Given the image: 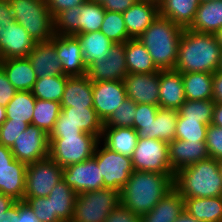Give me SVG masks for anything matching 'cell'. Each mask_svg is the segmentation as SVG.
Masks as SVG:
<instances>
[{"instance_id": "6da1fadb", "label": "cell", "mask_w": 222, "mask_h": 222, "mask_svg": "<svg viewBox=\"0 0 222 222\" xmlns=\"http://www.w3.org/2000/svg\"><path fill=\"white\" fill-rule=\"evenodd\" d=\"M173 179L174 173L134 170L120 192V203L143 217L174 187Z\"/></svg>"}, {"instance_id": "7a4b0ae2", "label": "cell", "mask_w": 222, "mask_h": 222, "mask_svg": "<svg viewBox=\"0 0 222 222\" xmlns=\"http://www.w3.org/2000/svg\"><path fill=\"white\" fill-rule=\"evenodd\" d=\"M221 46L214 34L198 33L184 29L178 46L177 63L174 70L183 73L219 70Z\"/></svg>"}, {"instance_id": "3957f363", "label": "cell", "mask_w": 222, "mask_h": 222, "mask_svg": "<svg viewBox=\"0 0 222 222\" xmlns=\"http://www.w3.org/2000/svg\"><path fill=\"white\" fill-rule=\"evenodd\" d=\"M183 30L181 26L159 14L137 40L146 47L159 70L174 69Z\"/></svg>"}, {"instance_id": "277c9868", "label": "cell", "mask_w": 222, "mask_h": 222, "mask_svg": "<svg viewBox=\"0 0 222 222\" xmlns=\"http://www.w3.org/2000/svg\"><path fill=\"white\" fill-rule=\"evenodd\" d=\"M173 185L183 198L222 196V176L217 160L209 157L178 170Z\"/></svg>"}, {"instance_id": "5b68a950", "label": "cell", "mask_w": 222, "mask_h": 222, "mask_svg": "<svg viewBox=\"0 0 222 222\" xmlns=\"http://www.w3.org/2000/svg\"><path fill=\"white\" fill-rule=\"evenodd\" d=\"M14 20L39 42H48L54 35V20L46 0H10Z\"/></svg>"}, {"instance_id": "8992f818", "label": "cell", "mask_w": 222, "mask_h": 222, "mask_svg": "<svg viewBox=\"0 0 222 222\" xmlns=\"http://www.w3.org/2000/svg\"><path fill=\"white\" fill-rule=\"evenodd\" d=\"M120 203V192L102 188L77 194L71 222H104Z\"/></svg>"}, {"instance_id": "52a82bcc", "label": "cell", "mask_w": 222, "mask_h": 222, "mask_svg": "<svg viewBox=\"0 0 222 222\" xmlns=\"http://www.w3.org/2000/svg\"><path fill=\"white\" fill-rule=\"evenodd\" d=\"M95 135H62L49 138V157L62 168L93 157L97 143Z\"/></svg>"}, {"instance_id": "ba28073f", "label": "cell", "mask_w": 222, "mask_h": 222, "mask_svg": "<svg viewBox=\"0 0 222 222\" xmlns=\"http://www.w3.org/2000/svg\"><path fill=\"white\" fill-rule=\"evenodd\" d=\"M93 158L97 161L104 180V188L121 192L134 172L132 159L97 143Z\"/></svg>"}, {"instance_id": "9c48e42d", "label": "cell", "mask_w": 222, "mask_h": 222, "mask_svg": "<svg viewBox=\"0 0 222 222\" xmlns=\"http://www.w3.org/2000/svg\"><path fill=\"white\" fill-rule=\"evenodd\" d=\"M62 177L63 168L50 157L28 164L24 197H47Z\"/></svg>"}, {"instance_id": "30bf717a", "label": "cell", "mask_w": 222, "mask_h": 222, "mask_svg": "<svg viewBox=\"0 0 222 222\" xmlns=\"http://www.w3.org/2000/svg\"><path fill=\"white\" fill-rule=\"evenodd\" d=\"M131 159L134 170L173 173L169 161L168 143L159 139H138Z\"/></svg>"}, {"instance_id": "8fae6325", "label": "cell", "mask_w": 222, "mask_h": 222, "mask_svg": "<svg viewBox=\"0 0 222 222\" xmlns=\"http://www.w3.org/2000/svg\"><path fill=\"white\" fill-rule=\"evenodd\" d=\"M49 135L41 128L29 124L10 148L14 158L27 165L49 157Z\"/></svg>"}, {"instance_id": "7c38bea8", "label": "cell", "mask_w": 222, "mask_h": 222, "mask_svg": "<svg viewBox=\"0 0 222 222\" xmlns=\"http://www.w3.org/2000/svg\"><path fill=\"white\" fill-rule=\"evenodd\" d=\"M127 74L125 43H115L106 58L95 61L87 67L86 76L94 83L123 81Z\"/></svg>"}, {"instance_id": "4fadbf2b", "label": "cell", "mask_w": 222, "mask_h": 222, "mask_svg": "<svg viewBox=\"0 0 222 222\" xmlns=\"http://www.w3.org/2000/svg\"><path fill=\"white\" fill-rule=\"evenodd\" d=\"M62 179L77 193L104 188V180L97 161L92 157L63 168Z\"/></svg>"}, {"instance_id": "5bb4252c", "label": "cell", "mask_w": 222, "mask_h": 222, "mask_svg": "<svg viewBox=\"0 0 222 222\" xmlns=\"http://www.w3.org/2000/svg\"><path fill=\"white\" fill-rule=\"evenodd\" d=\"M36 43L16 21L0 24V60L27 57Z\"/></svg>"}, {"instance_id": "9a60e30c", "label": "cell", "mask_w": 222, "mask_h": 222, "mask_svg": "<svg viewBox=\"0 0 222 222\" xmlns=\"http://www.w3.org/2000/svg\"><path fill=\"white\" fill-rule=\"evenodd\" d=\"M127 98L123 81H101L93 83V108L105 123Z\"/></svg>"}, {"instance_id": "2e32d148", "label": "cell", "mask_w": 222, "mask_h": 222, "mask_svg": "<svg viewBox=\"0 0 222 222\" xmlns=\"http://www.w3.org/2000/svg\"><path fill=\"white\" fill-rule=\"evenodd\" d=\"M160 71L155 73H128L123 79L126 96L136 104L159 106Z\"/></svg>"}, {"instance_id": "e0dca14e", "label": "cell", "mask_w": 222, "mask_h": 222, "mask_svg": "<svg viewBox=\"0 0 222 222\" xmlns=\"http://www.w3.org/2000/svg\"><path fill=\"white\" fill-rule=\"evenodd\" d=\"M56 51L63 68V75L67 77H80L87 73L83 61L82 49L78 39L73 35H56L50 40Z\"/></svg>"}, {"instance_id": "ac0fdd59", "label": "cell", "mask_w": 222, "mask_h": 222, "mask_svg": "<svg viewBox=\"0 0 222 222\" xmlns=\"http://www.w3.org/2000/svg\"><path fill=\"white\" fill-rule=\"evenodd\" d=\"M171 171L178 170L209 158L206 142L174 139L168 143Z\"/></svg>"}, {"instance_id": "d6986e66", "label": "cell", "mask_w": 222, "mask_h": 222, "mask_svg": "<svg viewBox=\"0 0 222 222\" xmlns=\"http://www.w3.org/2000/svg\"><path fill=\"white\" fill-rule=\"evenodd\" d=\"M159 14V4L152 1L137 0L122 13L128 35L132 39H137Z\"/></svg>"}, {"instance_id": "ffe728a7", "label": "cell", "mask_w": 222, "mask_h": 222, "mask_svg": "<svg viewBox=\"0 0 222 222\" xmlns=\"http://www.w3.org/2000/svg\"><path fill=\"white\" fill-rule=\"evenodd\" d=\"M185 101L182 73L174 69L160 70L159 107L179 110Z\"/></svg>"}, {"instance_id": "44dd1931", "label": "cell", "mask_w": 222, "mask_h": 222, "mask_svg": "<svg viewBox=\"0 0 222 222\" xmlns=\"http://www.w3.org/2000/svg\"><path fill=\"white\" fill-rule=\"evenodd\" d=\"M35 71L36 77L63 75L56 47L51 42H39L27 56Z\"/></svg>"}, {"instance_id": "7402d4cb", "label": "cell", "mask_w": 222, "mask_h": 222, "mask_svg": "<svg viewBox=\"0 0 222 222\" xmlns=\"http://www.w3.org/2000/svg\"><path fill=\"white\" fill-rule=\"evenodd\" d=\"M55 123H72L84 133L95 135L99 140L102 137L104 123L99 119L94 108L66 107L61 108Z\"/></svg>"}, {"instance_id": "603a6c76", "label": "cell", "mask_w": 222, "mask_h": 222, "mask_svg": "<svg viewBox=\"0 0 222 222\" xmlns=\"http://www.w3.org/2000/svg\"><path fill=\"white\" fill-rule=\"evenodd\" d=\"M0 67L17 91H31L37 80L28 57L0 60Z\"/></svg>"}, {"instance_id": "cb8c5ba5", "label": "cell", "mask_w": 222, "mask_h": 222, "mask_svg": "<svg viewBox=\"0 0 222 222\" xmlns=\"http://www.w3.org/2000/svg\"><path fill=\"white\" fill-rule=\"evenodd\" d=\"M61 108H93V82L86 76L67 77Z\"/></svg>"}, {"instance_id": "d4e9b609", "label": "cell", "mask_w": 222, "mask_h": 222, "mask_svg": "<svg viewBox=\"0 0 222 222\" xmlns=\"http://www.w3.org/2000/svg\"><path fill=\"white\" fill-rule=\"evenodd\" d=\"M27 164L14 159L0 171V193L24 201Z\"/></svg>"}, {"instance_id": "484cf974", "label": "cell", "mask_w": 222, "mask_h": 222, "mask_svg": "<svg viewBox=\"0 0 222 222\" xmlns=\"http://www.w3.org/2000/svg\"><path fill=\"white\" fill-rule=\"evenodd\" d=\"M222 28V0L201 2L187 28L198 33L215 34Z\"/></svg>"}, {"instance_id": "4316f807", "label": "cell", "mask_w": 222, "mask_h": 222, "mask_svg": "<svg viewBox=\"0 0 222 222\" xmlns=\"http://www.w3.org/2000/svg\"><path fill=\"white\" fill-rule=\"evenodd\" d=\"M138 139L133 127H103L100 141L110 150L131 158Z\"/></svg>"}, {"instance_id": "83f0119b", "label": "cell", "mask_w": 222, "mask_h": 222, "mask_svg": "<svg viewBox=\"0 0 222 222\" xmlns=\"http://www.w3.org/2000/svg\"><path fill=\"white\" fill-rule=\"evenodd\" d=\"M200 0H161L159 13L176 25L187 29L195 17Z\"/></svg>"}, {"instance_id": "f1b7e54d", "label": "cell", "mask_w": 222, "mask_h": 222, "mask_svg": "<svg viewBox=\"0 0 222 222\" xmlns=\"http://www.w3.org/2000/svg\"><path fill=\"white\" fill-rule=\"evenodd\" d=\"M183 211L184 198L173 187L143 218L147 222H174Z\"/></svg>"}, {"instance_id": "f546056e", "label": "cell", "mask_w": 222, "mask_h": 222, "mask_svg": "<svg viewBox=\"0 0 222 222\" xmlns=\"http://www.w3.org/2000/svg\"><path fill=\"white\" fill-rule=\"evenodd\" d=\"M74 36L80 43L86 67L95 61L106 58L110 48L115 44L101 31L76 34Z\"/></svg>"}, {"instance_id": "4dcf8cb0", "label": "cell", "mask_w": 222, "mask_h": 222, "mask_svg": "<svg viewBox=\"0 0 222 222\" xmlns=\"http://www.w3.org/2000/svg\"><path fill=\"white\" fill-rule=\"evenodd\" d=\"M184 210L201 222H222V196L184 198Z\"/></svg>"}, {"instance_id": "1f68e13d", "label": "cell", "mask_w": 222, "mask_h": 222, "mask_svg": "<svg viewBox=\"0 0 222 222\" xmlns=\"http://www.w3.org/2000/svg\"><path fill=\"white\" fill-rule=\"evenodd\" d=\"M77 193L62 179L47 196L51 199L52 214H56L61 222H71L74 215Z\"/></svg>"}, {"instance_id": "d6a6232c", "label": "cell", "mask_w": 222, "mask_h": 222, "mask_svg": "<svg viewBox=\"0 0 222 222\" xmlns=\"http://www.w3.org/2000/svg\"><path fill=\"white\" fill-rule=\"evenodd\" d=\"M125 57L128 73H155L160 71L146 49L137 39L125 42Z\"/></svg>"}, {"instance_id": "836d02e7", "label": "cell", "mask_w": 222, "mask_h": 222, "mask_svg": "<svg viewBox=\"0 0 222 222\" xmlns=\"http://www.w3.org/2000/svg\"><path fill=\"white\" fill-rule=\"evenodd\" d=\"M186 100L212 99L213 73L188 72L182 74Z\"/></svg>"}, {"instance_id": "e575fe53", "label": "cell", "mask_w": 222, "mask_h": 222, "mask_svg": "<svg viewBox=\"0 0 222 222\" xmlns=\"http://www.w3.org/2000/svg\"><path fill=\"white\" fill-rule=\"evenodd\" d=\"M179 111L167 108L158 109L155 119L149 125L148 139H159L170 143L175 139Z\"/></svg>"}, {"instance_id": "d590c367", "label": "cell", "mask_w": 222, "mask_h": 222, "mask_svg": "<svg viewBox=\"0 0 222 222\" xmlns=\"http://www.w3.org/2000/svg\"><path fill=\"white\" fill-rule=\"evenodd\" d=\"M35 102L31 91H18L5 107L6 119L31 124Z\"/></svg>"}, {"instance_id": "8d00e7d4", "label": "cell", "mask_w": 222, "mask_h": 222, "mask_svg": "<svg viewBox=\"0 0 222 222\" xmlns=\"http://www.w3.org/2000/svg\"><path fill=\"white\" fill-rule=\"evenodd\" d=\"M67 82V76L55 75L38 78L31 90L36 99L60 102Z\"/></svg>"}, {"instance_id": "74e56055", "label": "cell", "mask_w": 222, "mask_h": 222, "mask_svg": "<svg viewBox=\"0 0 222 222\" xmlns=\"http://www.w3.org/2000/svg\"><path fill=\"white\" fill-rule=\"evenodd\" d=\"M61 110L60 102L36 99L31 124L49 135Z\"/></svg>"}, {"instance_id": "f35d334b", "label": "cell", "mask_w": 222, "mask_h": 222, "mask_svg": "<svg viewBox=\"0 0 222 222\" xmlns=\"http://www.w3.org/2000/svg\"><path fill=\"white\" fill-rule=\"evenodd\" d=\"M106 10L100 3L86 0L80 5L79 34L100 31Z\"/></svg>"}, {"instance_id": "ab89813d", "label": "cell", "mask_w": 222, "mask_h": 222, "mask_svg": "<svg viewBox=\"0 0 222 222\" xmlns=\"http://www.w3.org/2000/svg\"><path fill=\"white\" fill-rule=\"evenodd\" d=\"M100 31L113 43H125L132 39L126 30L122 13L106 11Z\"/></svg>"}, {"instance_id": "60d3db41", "label": "cell", "mask_w": 222, "mask_h": 222, "mask_svg": "<svg viewBox=\"0 0 222 222\" xmlns=\"http://www.w3.org/2000/svg\"><path fill=\"white\" fill-rule=\"evenodd\" d=\"M215 102L208 100H186L178 110L186 119L200 120V122L210 125L213 119V109Z\"/></svg>"}, {"instance_id": "b9f144b4", "label": "cell", "mask_w": 222, "mask_h": 222, "mask_svg": "<svg viewBox=\"0 0 222 222\" xmlns=\"http://www.w3.org/2000/svg\"><path fill=\"white\" fill-rule=\"evenodd\" d=\"M208 125L200 120L186 119L180 113L177 117L175 139L205 142Z\"/></svg>"}, {"instance_id": "7bdbcfd3", "label": "cell", "mask_w": 222, "mask_h": 222, "mask_svg": "<svg viewBox=\"0 0 222 222\" xmlns=\"http://www.w3.org/2000/svg\"><path fill=\"white\" fill-rule=\"evenodd\" d=\"M80 6L72 7L60 12L54 20V34L76 35L79 34Z\"/></svg>"}, {"instance_id": "ee69618b", "label": "cell", "mask_w": 222, "mask_h": 222, "mask_svg": "<svg viewBox=\"0 0 222 222\" xmlns=\"http://www.w3.org/2000/svg\"><path fill=\"white\" fill-rule=\"evenodd\" d=\"M137 104L126 98L104 123L103 127H133Z\"/></svg>"}, {"instance_id": "f6af8a7d", "label": "cell", "mask_w": 222, "mask_h": 222, "mask_svg": "<svg viewBox=\"0 0 222 222\" xmlns=\"http://www.w3.org/2000/svg\"><path fill=\"white\" fill-rule=\"evenodd\" d=\"M159 106L150 104H137L133 122V128L137 131L139 139H147L149 125L155 119Z\"/></svg>"}, {"instance_id": "bcb514c9", "label": "cell", "mask_w": 222, "mask_h": 222, "mask_svg": "<svg viewBox=\"0 0 222 222\" xmlns=\"http://www.w3.org/2000/svg\"><path fill=\"white\" fill-rule=\"evenodd\" d=\"M24 201L39 222H61L56 214H52L51 199L48 197H24Z\"/></svg>"}, {"instance_id": "7dc6e473", "label": "cell", "mask_w": 222, "mask_h": 222, "mask_svg": "<svg viewBox=\"0 0 222 222\" xmlns=\"http://www.w3.org/2000/svg\"><path fill=\"white\" fill-rule=\"evenodd\" d=\"M27 122H17L13 119H6L0 126V145L11 148L21 132L26 130Z\"/></svg>"}, {"instance_id": "c3c4849f", "label": "cell", "mask_w": 222, "mask_h": 222, "mask_svg": "<svg viewBox=\"0 0 222 222\" xmlns=\"http://www.w3.org/2000/svg\"><path fill=\"white\" fill-rule=\"evenodd\" d=\"M205 142L209 156L216 160L222 159V128L208 125Z\"/></svg>"}, {"instance_id": "681fc988", "label": "cell", "mask_w": 222, "mask_h": 222, "mask_svg": "<svg viewBox=\"0 0 222 222\" xmlns=\"http://www.w3.org/2000/svg\"><path fill=\"white\" fill-rule=\"evenodd\" d=\"M138 218L130 209L119 203L104 222H136Z\"/></svg>"}, {"instance_id": "f907efd6", "label": "cell", "mask_w": 222, "mask_h": 222, "mask_svg": "<svg viewBox=\"0 0 222 222\" xmlns=\"http://www.w3.org/2000/svg\"><path fill=\"white\" fill-rule=\"evenodd\" d=\"M17 92L0 67V105L6 107Z\"/></svg>"}, {"instance_id": "816d5d0a", "label": "cell", "mask_w": 222, "mask_h": 222, "mask_svg": "<svg viewBox=\"0 0 222 222\" xmlns=\"http://www.w3.org/2000/svg\"><path fill=\"white\" fill-rule=\"evenodd\" d=\"M86 0H46L53 19L62 11L82 5Z\"/></svg>"}, {"instance_id": "f5cc1de1", "label": "cell", "mask_w": 222, "mask_h": 222, "mask_svg": "<svg viewBox=\"0 0 222 222\" xmlns=\"http://www.w3.org/2000/svg\"><path fill=\"white\" fill-rule=\"evenodd\" d=\"M62 135H92L84 133L78 126L72 123H55L49 138H60Z\"/></svg>"}, {"instance_id": "db71d44e", "label": "cell", "mask_w": 222, "mask_h": 222, "mask_svg": "<svg viewBox=\"0 0 222 222\" xmlns=\"http://www.w3.org/2000/svg\"><path fill=\"white\" fill-rule=\"evenodd\" d=\"M137 0H105L101 5L106 11L123 13Z\"/></svg>"}, {"instance_id": "11a10c76", "label": "cell", "mask_w": 222, "mask_h": 222, "mask_svg": "<svg viewBox=\"0 0 222 222\" xmlns=\"http://www.w3.org/2000/svg\"><path fill=\"white\" fill-rule=\"evenodd\" d=\"M17 222H39L25 201L18 202Z\"/></svg>"}, {"instance_id": "9f6ffc18", "label": "cell", "mask_w": 222, "mask_h": 222, "mask_svg": "<svg viewBox=\"0 0 222 222\" xmlns=\"http://www.w3.org/2000/svg\"><path fill=\"white\" fill-rule=\"evenodd\" d=\"M212 100L222 104V70L213 73L212 80Z\"/></svg>"}, {"instance_id": "6f0895ef", "label": "cell", "mask_w": 222, "mask_h": 222, "mask_svg": "<svg viewBox=\"0 0 222 222\" xmlns=\"http://www.w3.org/2000/svg\"><path fill=\"white\" fill-rule=\"evenodd\" d=\"M14 14L11 10L10 0H0V24L12 23Z\"/></svg>"}, {"instance_id": "680465c9", "label": "cell", "mask_w": 222, "mask_h": 222, "mask_svg": "<svg viewBox=\"0 0 222 222\" xmlns=\"http://www.w3.org/2000/svg\"><path fill=\"white\" fill-rule=\"evenodd\" d=\"M14 155L11 152V149L0 145V171L8 167V164L14 160Z\"/></svg>"}, {"instance_id": "91938a15", "label": "cell", "mask_w": 222, "mask_h": 222, "mask_svg": "<svg viewBox=\"0 0 222 222\" xmlns=\"http://www.w3.org/2000/svg\"><path fill=\"white\" fill-rule=\"evenodd\" d=\"M18 202L0 216V222H17Z\"/></svg>"}, {"instance_id": "94428289", "label": "cell", "mask_w": 222, "mask_h": 222, "mask_svg": "<svg viewBox=\"0 0 222 222\" xmlns=\"http://www.w3.org/2000/svg\"><path fill=\"white\" fill-rule=\"evenodd\" d=\"M17 201H15L10 196L0 193V216L4 215L10 207H12Z\"/></svg>"}, {"instance_id": "6125c7cd", "label": "cell", "mask_w": 222, "mask_h": 222, "mask_svg": "<svg viewBox=\"0 0 222 222\" xmlns=\"http://www.w3.org/2000/svg\"><path fill=\"white\" fill-rule=\"evenodd\" d=\"M211 124L222 128V104L221 103H215L214 105L213 119H212Z\"/></svg>"}, {"instance_id": "be15d7a7", "label": "cell", "mask_w": 222, "mask_h": 222, "mask_svg": "<svg viewBox=\"0 0 222 222\" xmlns=\"http://www.w3.org/2000/svg\"><path fill=\"white\" fill-rule=\"evenodd\" d=\"M174 222H201V221H198L196 218L192 217L188 212L184 210Z\"/></svg>"}, {"instance_id": "e7e4bbea", "label": "cell", "mask_w": 222, "mask_h": 222, "mask_svg": "<svg viewBox=\"0 0 222 222\" xmlns=\"http://www.w3.org/2000/svg\"><path fill=\"white\" fill-rule=\"evenodd\" d=\"M6 120V108L0 105V126Z\"/></svg>"}, {"instance_id": "03108f58", "label": "cell", "mask_w": 222, "mask_h": 222, "mask_svg": "<svg viewBox=\"0 0 222 222\" xmlns=\"http://www.w3.org/2000/svg\"><path fill=\"white\" fill-rule=\"evenodd\" d=\"M216 41L221 46L222 49V28H220L215 34H214Z\"/></svg>"}, {"instance_id": "003e7915", "label": "cell", "mask_w": 222, "mask_h": 222, "mask_svg": "<svg viewBox=\"0 0 222 222\" xmlns=\"http://www.w3.org/2000/svg\"><path fill=\"white\" fill-rule=\"evenodd\" d=\"M217 162H218L220 174L222 176V159L217 160Z\"/></svg>"}, {"instance_id": "a7ac6f4b", "label": "cell", "mask_w": 222, "mask_h": 222, "mask_svg": "<svg viewBox=\"0 0 222 222\" xmlns=\"http://www.w3.org/2000/svg\"><path fill=\"white\" fill-rule=\"evenodd\" d=\"M136 222H147L143 217H139Z\"/></svg>"}, {"instance_id": "89a4df30", "label": "cell", "mask_w": 222, "mask_h": 222, "mask_svg": "<svg viewBox=\"0 0 222 222\" xmlns=\"http://www.w3.org/2000/svg\"><path fill=\"white\" fill-rule=\"evenodd\" d=\"M89 1H93V2H96V3L102 4L105 0H89Z\"/></svg>"}, {"instance_id": "2644e50d", "label": "cell", "mask_w": 222, "mask_h": 222, "mask_svg": "<svg viewBox=\"0 0 222 222\" xmlns=\"http://www.w3.org/2000/svg\"><path fill=\"white\" fill-rule=\"evenodd\" d=\"M219 68H222V49H221V56H220V65Z\"/></svg>"}, {"instance_id": "8c879c8a", "label": "cell", "mask_w": 222, "mask_h": 222, "mask_svg": "<svg viewBox=\"0 0 222 222\" xmlns=\"http://www.w3.org/2000/svg\"><path fill=\"white\" fill-rule=\"evenodd\" d=\"M151 1L159 4L161 0H151Z\"/></svg>"}, {"instance_id": "753ad0ef", "label": "cell", "mask_w": 222, "mask_h": 222, "mask_svg": "<svg viewBox=\"0 0 222 222\" xmlns=\"http://www.w3.org/2000/svg\"><path fill=\"white\" fill-rule=\"evenodd\" d=\"M201 2H206V1H213V0H200Z\"/></svg>"}]
</instances>
